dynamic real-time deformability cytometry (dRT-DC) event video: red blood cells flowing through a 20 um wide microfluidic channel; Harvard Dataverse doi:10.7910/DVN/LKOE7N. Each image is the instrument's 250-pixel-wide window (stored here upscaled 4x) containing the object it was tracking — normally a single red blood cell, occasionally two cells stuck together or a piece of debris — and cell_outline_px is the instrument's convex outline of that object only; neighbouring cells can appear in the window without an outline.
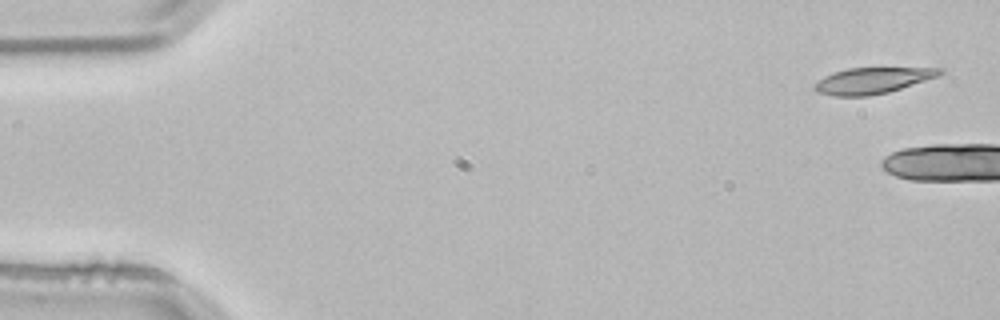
{"species": "common noctule bat (a hibernating species)", "species_latin": "Nyctalus noctula", "temperature_condition": "room temperature", "stored_images_in_passage": 4, "camera_frame_rate_fps": 3000, "um_per_image_px": 0.085, "animal": {"sex": "male", "body_mass_g": 21.5, "forearm_length_mm": 52.0}, "frame": {"image": 1, "passage_image": 1, "time_ms": 0.0, "image_size_px": [1000, 320], "cell_outline_px": [[944, 72], [936, 76], [888, 92], [868, 96], [836, 96], [816, 92], [812, 88], [812, 84], [824, 76], [832, 72], [848, 68], [944, 68]], "centroid_in_image_um": [74.06, 6.85], "position_along_channel_um": 10.9, "area_um2": 18.9}}